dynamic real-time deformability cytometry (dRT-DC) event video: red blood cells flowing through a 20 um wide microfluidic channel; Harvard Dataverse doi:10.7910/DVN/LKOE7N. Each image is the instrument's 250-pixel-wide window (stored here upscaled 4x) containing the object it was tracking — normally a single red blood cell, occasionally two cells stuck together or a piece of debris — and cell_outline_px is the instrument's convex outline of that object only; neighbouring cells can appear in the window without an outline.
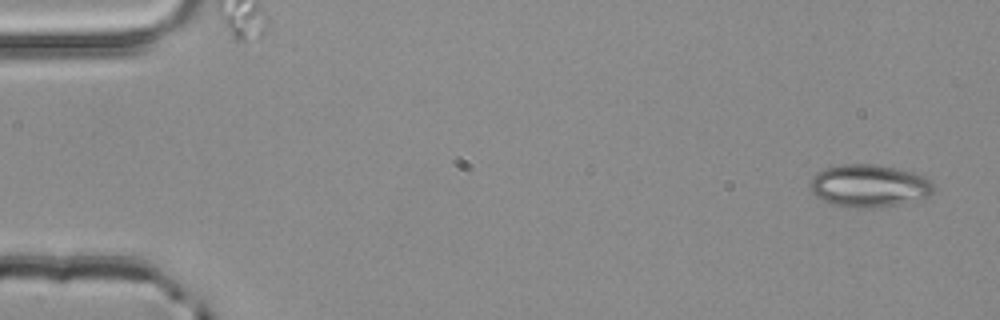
{"species": "common noctule bat (a hibernating species)", "species_latin": "Nyctalus noctula", "temperature_condition": "room temperature", "stored_images_in_passage": 4, "camera_frame_rate_fps": 3000, "um_per_image_px": 0.085, "animal": {"sex": "male", "body_mass_g": 20.4}, "frame": {"image": 1, "passage_image": 1, "time_ms": 0.0, "image_size_px": [1000, 320], "cell_outline_px": [[936, 188], [928, 196], [896, 204], [872, 208], [864, 208], [836, 204], [824, 200], [816, 196], [812, 192], [808, 184], [812, 176], [816, 172], [824, 168], [844, 164], [872, 164], [912, 172], [924, 176]], "centroid_in_image_um": [73.82, 15.77], "position_along_channel_um": 11.2, "area_um2": 30.11}}